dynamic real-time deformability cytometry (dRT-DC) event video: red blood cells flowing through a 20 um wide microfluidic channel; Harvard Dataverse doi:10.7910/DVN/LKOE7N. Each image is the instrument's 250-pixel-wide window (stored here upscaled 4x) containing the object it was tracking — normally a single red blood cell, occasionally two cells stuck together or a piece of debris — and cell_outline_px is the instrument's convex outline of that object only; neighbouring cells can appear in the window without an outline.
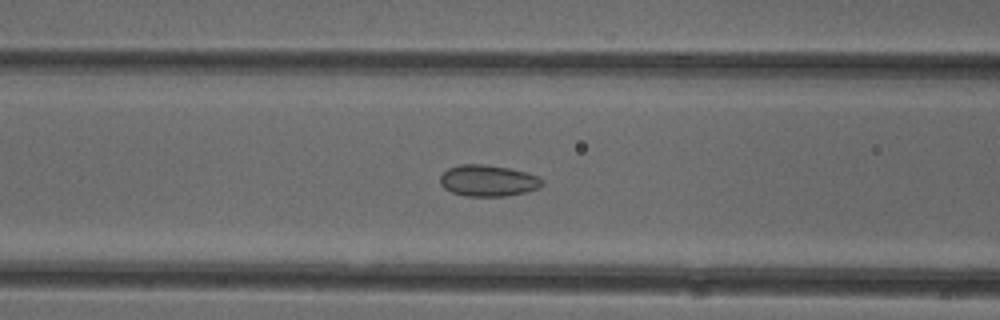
{"species": "common noctule bat (a hibernating species)", "species_latin": "Nyctalus noctula", "temperature_condition": "cold", "stored_images_in_passage": 16, "camera_frame_rate_fps": 3000, "um_per_image_px": 0.085, "animal": {"sex": "female"}, "frame": {"image": 1, "passage_image": 7, "time_ms": 2.0, "image_size_px": [1000, 320], "cell_outline_px": [[544, 184], [540, 188], [524, 192], [504, 196], [464, 196], [452, 192], [444, 188], [440, 184], [440, 176], [448, 168], [460, 164], [484, 164], [512, 168], [528, 172], [540, 176], [544, 180]], "centroid_in_image_um": [41.52, 15.34], "position_along_channel_um": 125.1, "area_um2": 18.96}}
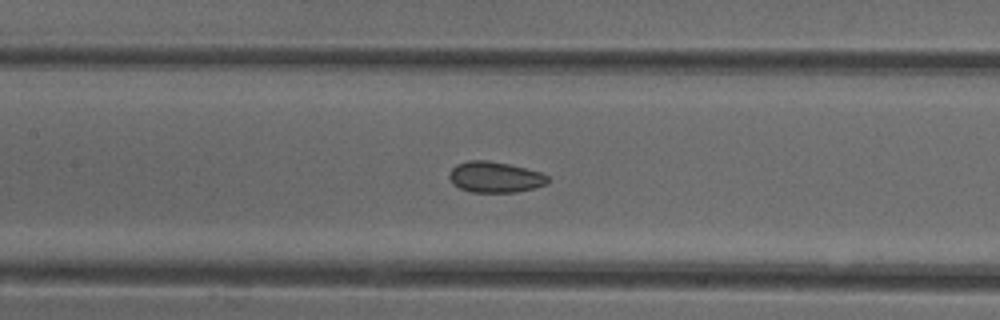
{"frame": {"image": 2, "passage_image": 10, "time_ms": 3.0, "image_size_px": [1000, 320], "cell_outline_px": [[552, 180], [548, 184], [516, 192], [472, 192], [460, 188], [452, 184], [448, 176], [452, 168], [456, 164], [468, 160], [488, 160], [508, 164], [540, 172], [548, 176]], "centroid_in_image_um": [42.07, 15.05], "position_along_channel_um": 165.3, "area_um2": 17.8}}
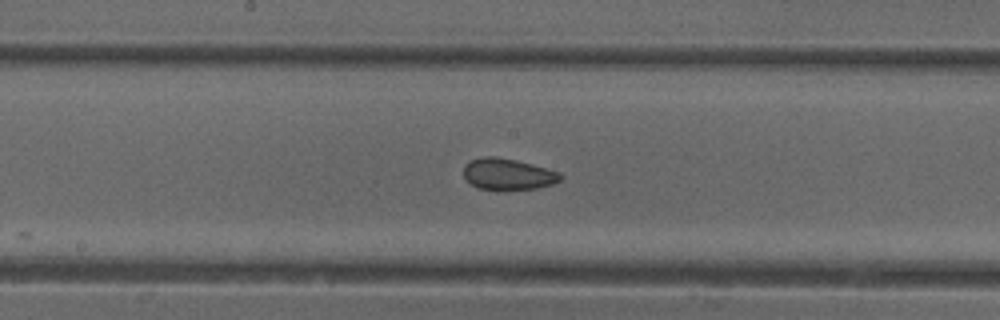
{"frame": {"image": 3, "passage_image": 13, "time_ms": 4.0, "image_size_px": [1000, 320], "cell_outline_px": [[560, 180], [552, 184], [536, 188], [496, 192], [480, 188], [472, 184], [464, 176], [464, 164], [472, 160], [484, 156], [496, 156], [516, 160], [532, 164], [560, 172]], "centroid_in_image_um": [43.15, 14.82], "position_along_channel_um": 205.0, "area_um2": 17.92}}